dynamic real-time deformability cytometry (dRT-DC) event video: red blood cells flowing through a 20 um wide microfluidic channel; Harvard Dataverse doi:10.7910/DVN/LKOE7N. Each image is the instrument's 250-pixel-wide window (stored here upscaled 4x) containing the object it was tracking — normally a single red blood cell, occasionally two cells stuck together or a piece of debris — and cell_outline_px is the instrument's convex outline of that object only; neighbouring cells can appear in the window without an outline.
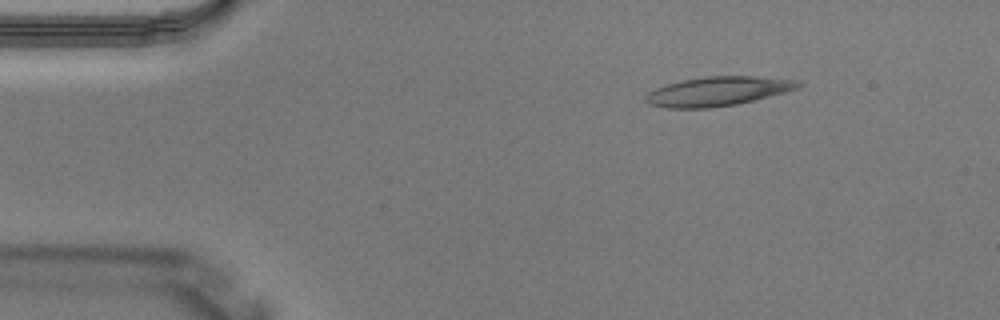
{"species": "Egyptian fruit bat (a non-hibernating species)", "species_latin": "Rousettus aegyptiacus", "temperature_condition": "warm", "stored_images_in_passage": 3, "camera_frame_rate_fps": 3000, "um_per_image_px": 0.085, "animal": {"sex": "male"}, "frame": {"image": 1, "passage_image": 1, "time_ms": 0.0, "image_size_px": [1000, 320], "cell_outline_px": [[804, 84], [800, 88], [736, 104], [712, 108], [668, 108], [648, 104], [644, 100], [648, 92], [656, 88], [680, 80], [708, 76], [756, 76], [800, 80]], "centroid_in_image_um": [61.03, 7.75], "position_along_channel_um": 24.0, "area_um2": 26.01}}
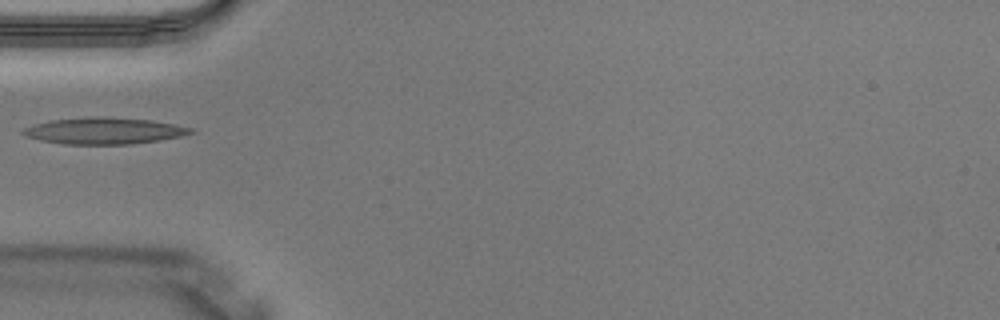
{"frame": {"image": 2, "passage_image": 3, "time_ms": 0.667, "image_size_px": [1000, 320], "cell_outline_px": [[196, 132], [180, 136], [160, 140], [132, 144], [60, 144], [40, 140], [24, 136], [20, 132], [24, 128], [32, 124], [48, 120], [88, 116], [100, 116], [152, 120], [176, 124], [196, 128]], "centroid_in_image_um": [8.84, 11.11], "position_along_channel_um": 76.2, "area_um2": 26.41}}